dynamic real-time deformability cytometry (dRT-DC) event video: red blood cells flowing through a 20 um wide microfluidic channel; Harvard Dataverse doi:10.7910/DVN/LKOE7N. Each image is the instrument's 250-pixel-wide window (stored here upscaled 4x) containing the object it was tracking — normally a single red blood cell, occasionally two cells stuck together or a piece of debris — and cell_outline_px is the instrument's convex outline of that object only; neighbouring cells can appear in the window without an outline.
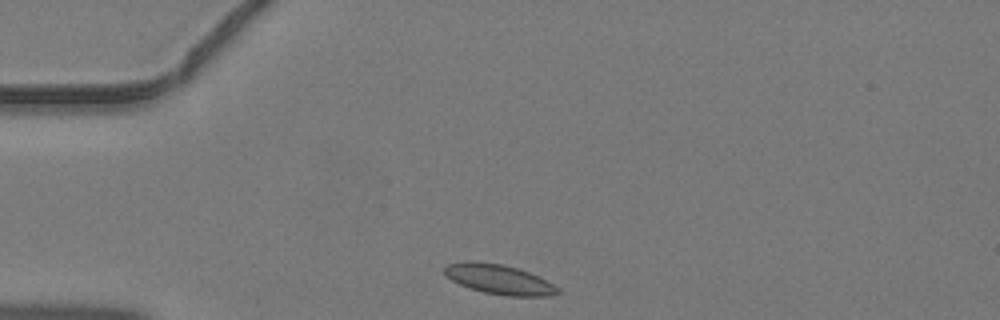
{"species": "common noctule bat (a hibernating species)", "species_latin": "Nyctalus noctula", "temperature_condition": "warm", "stored_images_in_passage": 35, "camera_frame_rate_fps": 3000, "um_per_image_px": 0.085, "animal": {"sex": "male", "body_mass_g": 19.2, "forearm_length_mm": 51.8}, "frame": {"image": 1, "passage_image": 1, "time_ms": 0.0, "image_size_px": [1000, 320], "cell_outline_px": [[560, 292], [552, 296], [504, 296], [484, 292], [468, 288], [452, 280], [444, 272], [444, 268], [448, 264], [464, 260], [472, 260], [504, 264], [528, 272], [560, 288]], "centroid_in_image_um": [42.4, 23.74], "position_along_channel_um": 42.6, "area_um2": 19.65}}
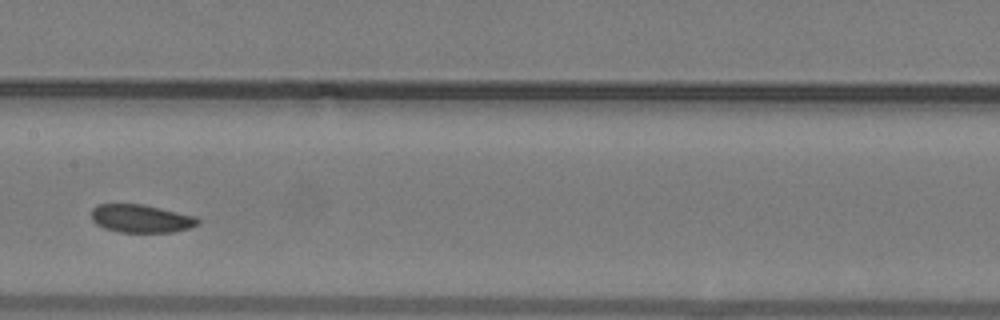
{"frame": {"image": 2, "passage_image": 13, "time_ms": 4.0, "image_size_px": [1000, 320], "cell_outline_px": [[200, 224], [176, 232], [120, 232], [104, 228], [96, 224], [92, 220], [92, 208], [96, 204], [144, 204], [196, 216], [200, 220]], "centroid_in_image_um": [12.0, 18.57], "position_along_channel_um": 195.4, "area_um2": 17.57}}
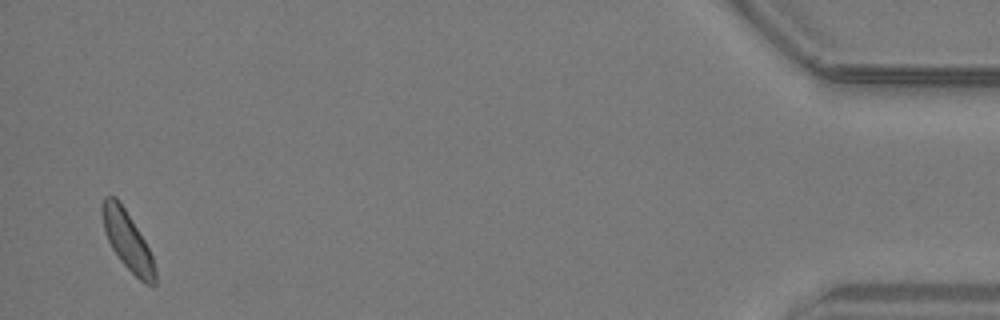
{"frame": {"image": 3, "passage_image": 34, "time_ms": 11.0, "image_size_px": [1000, 320], "cell_outline_px": [[156, 284], [152, 288], [144, 284], [120, 260], [112, 248], [104, 232], [100, 212], [100, 208], [104, 196], [116, 196], [124, 208], [144, 240], [152, 256], [156, 268]], "centroid_in_image_um": [10.82, 20.47], "position_along_channel_um": 424.4, "area_um2": 18.15}}